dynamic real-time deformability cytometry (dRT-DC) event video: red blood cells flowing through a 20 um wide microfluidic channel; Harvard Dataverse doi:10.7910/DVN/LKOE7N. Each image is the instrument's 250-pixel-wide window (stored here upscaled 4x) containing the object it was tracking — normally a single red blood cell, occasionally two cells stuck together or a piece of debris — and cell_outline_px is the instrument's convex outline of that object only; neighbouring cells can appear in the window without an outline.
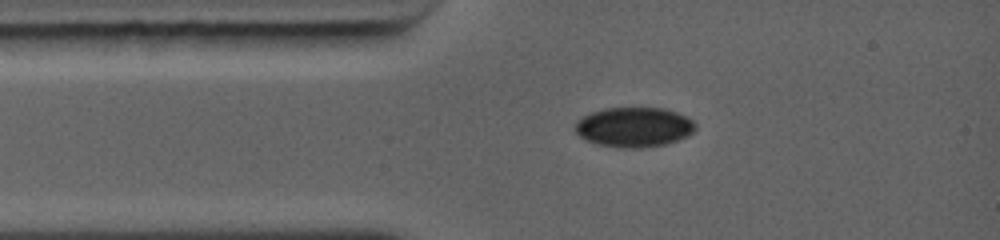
{"species": "common noctule bat (a hibernating species)", "species_latin": "Nyctalus noctula", "temperature_condition": "warm", "stored_images_in_passage": 2, "camera_frame_rate_fps": 5000, "um_per_image_px": 0.085, "animal": {"sex": "female", "body_mass_g": 19.0, "forearm_length_mm": 56.7}, "frame": {"image": 1, "passage_image": 1, "time_ms": 0.0, "image_size_px": [1000, 240], "cell_outline_px": [[696, 128], [688, 136], [664, 144], [644, 148], [620, 148], [600, 144], [584, 140], [576, 132], [576, 120], [592, 112], [604, 108], [664, 108], [676, 112], [692, 120], [696, 124]], "centroid_in_image_um": [53.89, 10.81], "position_along_channel_um": 31.1, "area_um2": 27.8}}